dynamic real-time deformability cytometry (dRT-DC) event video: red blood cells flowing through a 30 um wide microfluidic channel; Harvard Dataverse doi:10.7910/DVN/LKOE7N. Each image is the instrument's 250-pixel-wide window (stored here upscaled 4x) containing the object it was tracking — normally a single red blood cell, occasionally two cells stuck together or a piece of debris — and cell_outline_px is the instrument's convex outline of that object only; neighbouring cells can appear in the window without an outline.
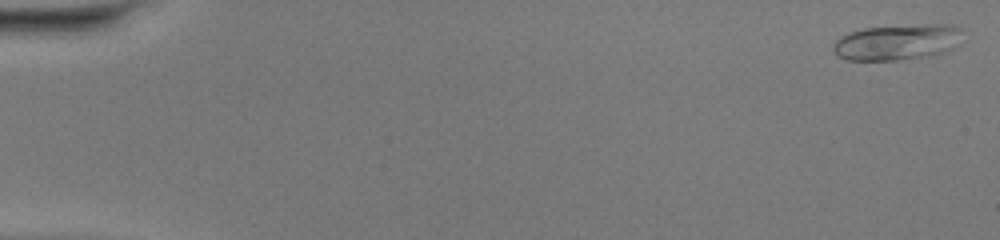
{"species": "common noctule bat (a hibernating species)", "species_latin": "Nyctalus noctula", "temperature_condition": "warm", "stored_images_in_passage": 49, "camera_frame_rate_fps": 3000, "um_per_image_px": 0.085, "animal": {"sex": "female", "body_mass_g": 20.0, "forearm_length_mm": 54.0}, "frame": {"image": 1, "passage_image": 1, "time_ms": 0.0, "image_size_px": [1000, 240], "cell_outline_px": [[960, 28], [952, 48], [940, 52], [924, 56], [896, 60], [848, 60], [836, 56], [832, 48], [832, 44], [840, 36], [848, 32], [864, 28], [924, 24], [956, 24]], "centroid_in_image_um": [76.13, 3.57], "position_along_channel_um": 8.9, "area_um2": 26.53}}
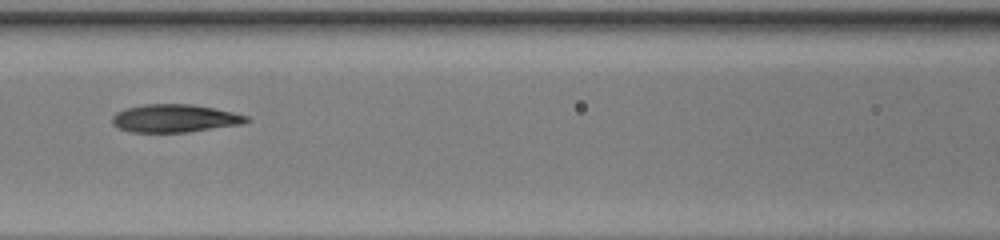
{"frame": {"image": 2, "passage_image": 23, "time_ms": 7.333, "image_size_px": [1000, 240], "cell_outline_px": [[248, 120], [244, 124], [188, 132], [132, 132], [120, 128], [112, 124], [112, 116], [116, 112], [124, 108], [144, 104], [192, 104], [232, 112], [248, 116]], "centroid_in_image_um": [14.83, 10.06], "position_along_channel_um": 151.8, "area_um2": 21.85}}
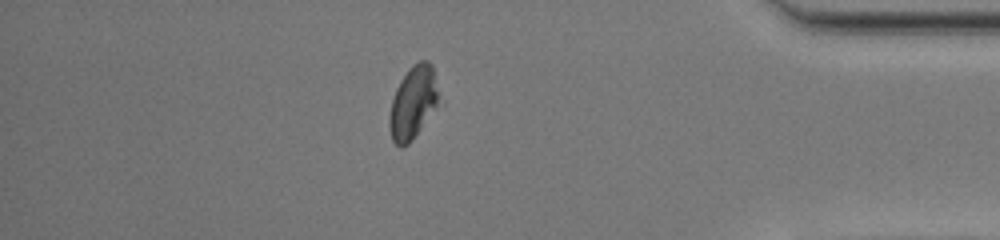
{"frame": {"image": 3, "passage_image": 43, "time_ms": 14.0, "image_size_px": [1000, 240], "cell_outline_px": [[436, 104], [412, 140], [404, 148], [400, 148], [392, 140], [388, 128], [388, 116], [392, 100], [396, 88], [400, 80], [408, 68], [412, 64], [420, 60], [428, 60], [432, 64], [436, 92]], "centroid_in_image_um": [35.02, 8.73], "position_along_channel_um": 400.2, "area_um2": 20.4}, "authors_computed_cell_mechanics": {"area_um2": 22.0218, "velocity_mm_per_s": 4.2055, "shape_relaxation_time_tau1_ms": null, "shape_relaxation_time_tau2_ms": 1.7455, "deformation_change_tau1": null, "deformation_change_tau2": 0.0623}}